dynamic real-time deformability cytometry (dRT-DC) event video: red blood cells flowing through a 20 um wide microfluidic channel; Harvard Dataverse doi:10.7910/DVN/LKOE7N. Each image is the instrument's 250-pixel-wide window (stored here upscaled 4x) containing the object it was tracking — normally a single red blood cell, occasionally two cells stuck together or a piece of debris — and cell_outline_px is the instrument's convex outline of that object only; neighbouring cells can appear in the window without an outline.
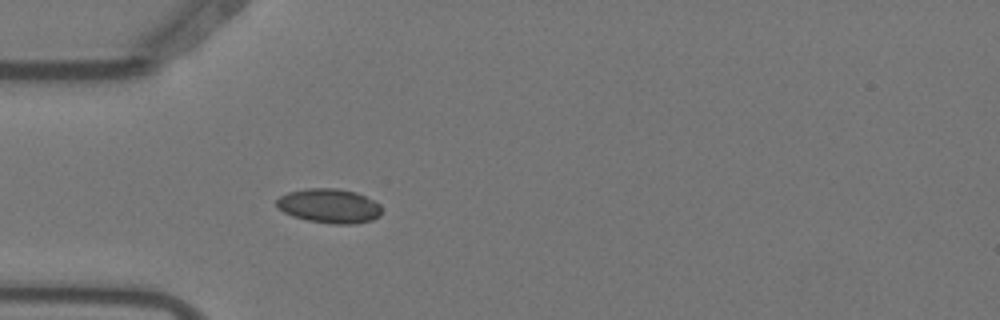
{"species": "Egyptian fruit bat (a non-hibernating species)", "species_latin": "Rousettus aegyptiacus", "temperature_condition": "warm", "stored_images_in_passage": 4, "camera_frame_rate_fps": 3000, "um_per_image_px": 0.085, "animal": {"sex": "female"}, "frame": {"image": 1, "passage_image": 4, "time_ms": 1.0, "image_size_px": [1000, 320], "cell_outline_px": [[380, 216], [372, 220], [352, 224], [332, 224], [308, 220], [292, 216], [276, 208], [276, 200], [280, 196], [288, 192], [304, 188], [336, 188], [356, 192], [380, 204]], "centroid_in_image_um": [27.95, 17.5], "position_along_channel_um": 57.1, "area_um2": 21.1}}